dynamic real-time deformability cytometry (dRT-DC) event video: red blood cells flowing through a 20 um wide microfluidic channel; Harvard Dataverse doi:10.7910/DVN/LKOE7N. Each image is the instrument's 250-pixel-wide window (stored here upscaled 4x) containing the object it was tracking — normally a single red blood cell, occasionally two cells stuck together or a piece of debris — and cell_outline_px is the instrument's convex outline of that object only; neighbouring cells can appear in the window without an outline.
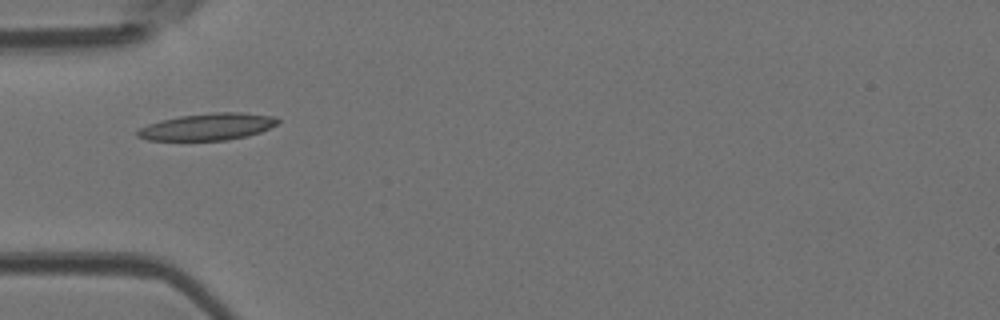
{"species": "Egyptian fruit bat (a non-hibernating species)", "species_latin": "Rousettus aegyptiacus", "temperature_condition": "room temperature", "stored_images_in_passage": 5, "camera_frame_rate_fps": 3000, "um_per_image_px": 0.085, "animal": {"sex": "female"}, "frame": {"image": 1, "passage_image": 4, "time_ms": 1.0, "image_size_px": [1000, 320], "cell_outline_px": [[280, 120], [276, 124], [260, 132], [248, 136], [228, 140], [148, 140], [136, 136], [136, 132], [140, 128], [148, 124], [160, 120], [180, 116], [212, 112], [240, 112], [276, 116]], "centroid_in_image_um": [17.65, 10.77], "position_along_channel_um": 67.3, "area_um2": 22.02}}
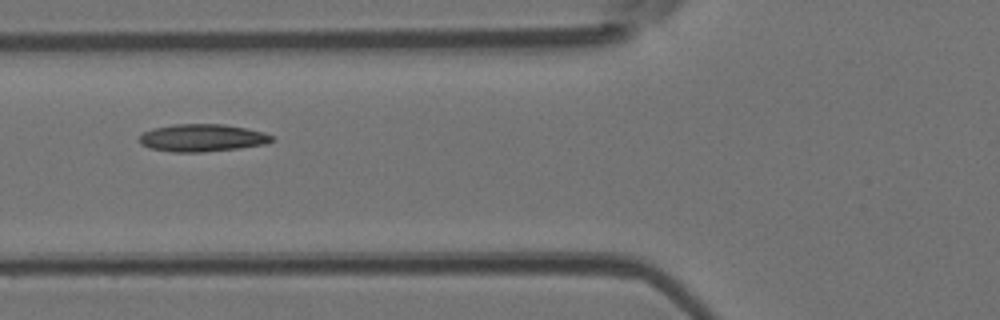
{"frame": {"image": 2, "passage_image": 5, "time_ms": 1.333, "image_size_px": [1000, 320], "cell_outline_px": [[276, 140], [264, 144], [240, 148], [200, 152], [172, 152], [148, 148], [140, 144], [140, 136], [144, 132], [152, 128], [172, 124], [224, 124], [264, 132], [272, 136]], "centroid_in_image_um": [17.17, 11.72], "position_along_channel_um": 108.6, "area_um2": 21.27}}